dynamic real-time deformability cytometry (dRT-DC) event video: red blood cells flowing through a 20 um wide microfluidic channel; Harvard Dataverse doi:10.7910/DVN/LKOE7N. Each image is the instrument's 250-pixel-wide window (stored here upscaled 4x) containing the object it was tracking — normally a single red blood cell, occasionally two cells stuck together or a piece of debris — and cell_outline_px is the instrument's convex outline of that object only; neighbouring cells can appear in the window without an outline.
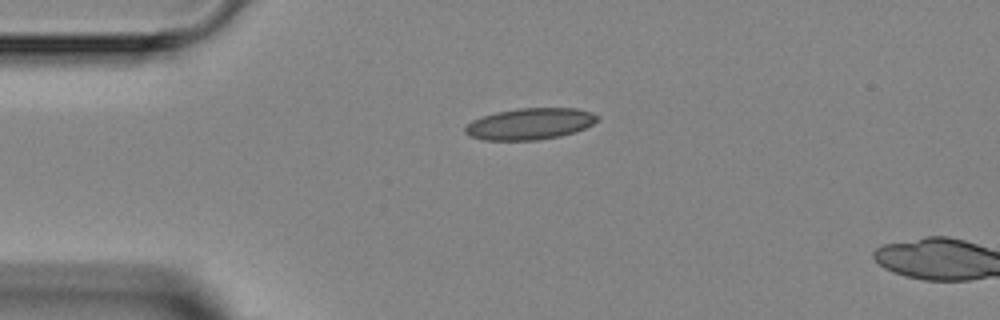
{"species": "Egyptian fruit bat (a non-hibernating species)", "species_latin": "Rousettus aegyptiacus", "temperature_condition": "room temperature", "stored_images_in_passage": 2, "camera_frame_rate_fps": 3000, "um_per_image_px": 0.085, "animal": {"sex": "female"}, "frame": {"image": 1, "passage_image": 1, "time_ms": 0.0, "image_size_px": [1000, 320], "cell_outline_px": [[600, 120], [576, 132], [560, 136], [536, 140], [484, 140], [468, 136], [464, 132], [464, 128], [472, 120], [496, 112], [516, 108], [576, 108], [592, 112], [600, 116]], "centroid_in_image_um": [45.06, 10.52], "position_along_channel_um": 39.9, "area_um2": 24.39}}